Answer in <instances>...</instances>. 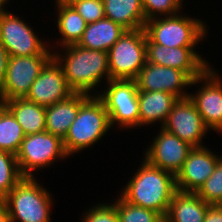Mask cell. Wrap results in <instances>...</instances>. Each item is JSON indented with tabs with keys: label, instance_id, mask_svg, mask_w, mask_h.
<instances>
[{
	"label": "cell",
	"instance_id": "27",
	"mask_svg": "<svg viewBox=\"0 0 222 222\" xmlns=\"http://www.w3.org/2000/svg\"><path fill=\"white\" fill-rule=\"evenodd\" d=\"M114 204L116 205L119 222H163L165 220L160 213L133 205L121 196Z\"/></svg>",
	"mask_w": 222,
	"mask_h": 222
},
{
	"label": "cell",
	"instance_id": "28",
	"mask_svg": "<svg viewBox=\"0 0 222 222\" xmlns=\"http://www.w3.org/2000/svg\"><path fill=\"white\" fill-rule=\"evenodd\" d=\"M196 193L210 205L222 204V158L218 161L213 174Z\"/></svg>",
	"mask_w": 222,
	"mask_h": 222
},
{
	"label": "cell",
	"instance_id": "9",
	"mask_svg": "<svg viewBox=\"0 0 222 222\" xmlns=\"http://www.w3.org/2000/svg\"><path fill=\"white\" fill-rule=\"evenodd\" d=\"M52 58L53 55L9 56L0 89V103L14 98H25L32 83Z\"/></svg>",
	"mask_w": 222,
	"mask_h": 222
},
{
	"label": "cell",
	"instance_id": "36",
	"mask_svg": "<svg viewBox=\"0 0 222 222\" xmlns=\"http://www.w3.org/2000/svg\"><path fill=\"white\" fill-rule=\"evenodd\" d=\"M4 4H6L5 0H0V15L2 14V12L4 11ZM3 7V8H2Z\"/></svg>",
	"mask_w": 222,
	"mask_h": 222
},
{
	"label": "cell",
	"instance_id": "12",
	"mask_svg": "<svg viewBox=\"0 0 222 222\" xmlns=\"http://www.w3.org/2000/svg\"><path fill=\"white\" fill-rule=\"evenodd\" d=\"M161 128L192 147H202L201 140L208 131L196 105L189 97L178 99L174 103Z\"/></svg>",
	"mask_w": 222,
	"mask_h": 222
},
{
	"label": "cell",
	"instance_id": "29",
	"mask_svg": "<svg viewBox=\"0 0 222 222\" xmlns=\"http://www.w3.org/2000/svg\"><path fill=\"white\" fill-rule=\"evenodd\" d=\"M182 0H142L146 21L160 15L174 16L182 8Z\"/></svg>",
	"mask_w": 222,
	"mask_h": 222
},
{
	"label": "cell",
	"instance_id": "32",
	"mask_svg": "<svg viewBox=\"0 0 222 222\" xmlns=\"http://www.w3.org/2000/svg\"><path fill=\"white\" fill-rule=\"evenodd\" d=\"M203 222H222V204L209 205Z\"/></svg>",
	"mask_w": 222,
	"mask_h": 222
},
{
	"label": "cell",
	"instance_id": "16",
	"mask_svg": "<svg viewBox=\"0 0 222 222\" xmlns=\"http://www.w3.org/2000/svg\"><path fill=\"white\" fill-rule=\"evenodd\" d=\"M222 157L204 147H193L181 170L175 176L176 188L184 192H197L213 174Z\"/></svg>",
	"mask_w": 222,
	"mask_h": 222
},
{
	"label": "cell",
	"instance_id": "25",
	"mask_svg": "<svg viewBox=\"0 0 222 222\" xmlns=\"http://www.w3.org/2000/svg\"><path fill=\"white\" fill-rule=\"evenodd\" d=\"M25 136L11 111L0 103V151L16 155Z\"/></svg>",
	"mask_w": 222,
	"mask_h": 222
},
{
	"label": "cell",
	"instance_id": "6",
	"mask_svg": "<svg viewBox=\"0 0 222 222\" xmlns=\"http://www.w3.org/2000/svg\"><path fill=\"white\" fill-rule=\"evenodd\" d=\"M107 54L110 79L134 80L147 62L144 28L126 30Z\"/></svg>",
	"mask_w": 222,
	"mask_h": 222
},
{
	"label": "cell",
	"instance_id": "30",
	"mask_svg": "<svg viewBox=\"0 0 222 222\" xmlns=\"http://www.w3.org/2000/svg\"><path fill=\"white\" fill-rule=\"evenodd\" d=\"M70 5L87 23H93L105 18L102 0H74Z\"/></svg>",
	"mask_w": 222,
	"mask_h": 222
},
{
	"label": "cell",
	"instance_id": "20",
	"mask_svg": "<svg viewBox=\"0 0 222 222\" xmlns=\"http://www.w3.org/2000/svg\"><path fill=\"white\" fill-rule=\"evenodd\" d=\"M209 205L196 192L177 190L164 219L166 222H203Z\"/></svg>",
	"mask_w": 222,
	"mask_h": 222
},
{
	"label": "cell",
	"instance_id": "1",
	"mask_svg": "<svg viewBox=\"0 0 222 222\" xmlns=\"http://www.w3.org/2000/svg\"><path fill=\"white\" fill-rule=\"evenodd\" d=\"M121 197L136 206L154 210L164 218L177 191L175 175L149 164L145 159L123 188Z\"/></svg>",
	"mask_w": 222,
	"mask_h": 222
},
{
	"label": "cell",
	"instance_id": "23",
	"mask_svg": "<svg viewBox=\"0 0 222 222\" xmlns=\"http://www.w3.org/2000/svg\"><path fill=\"white\" fill-rule=\"evenodd\" d=\"M3 104L11 111L17 122L21 125L25 135L45 131L46 107L26 98H14L4 101Z\"/></svg>",
	"mask_w": 222,
	"mask_h": 222
},
{
	"label": "cell",
	"instance_id": "11",
	"mask_svg": "<svg viewBox=\"0 0 222 222\" xmlns=\"http://www.w3.org/2000/svg\"><path fill=\"white\" fill-rule=\"evenodd\" d=\"M134 80L138 91L169 92L183 99L189 97L188 93L182 91L184 87L202 82L204 74L193 80L185 71L146 62Z\"/></svg>",
	"mask_w": 222,
	"mask_h": 222
},
{
	"label": "cell",
	"instance_id": "17",
	"mask_svg": "<svg viewBox=\"0 0 222 222\" xmlns=\"http://www.w3.org/2000/svg\"><path fill=\"white\" fill-rule=\"evenodd\" d=\"M204 80L201 90L195 95L189 94V98L196 105L204 125L222 132V81L210 67L204 73Z\"/></svg>",
	"mask_w": 222,
	"mask_h": 222
},
{
	"label": "cell",
	"instance_id": "4",
	"mask_svg": "<svg viewBox=\"0 0 222 222\" xmlns=\"http://www.w3.org/2000/svg\"><path fill=\"white\" fill-rule=\"evenodd\" d=\"M11 222H51L49 191L33 177H23L4 198Z\"/></svg>",
	"mask_w": 222,
	"mask_h": 222
},
{
	"label": "cell",
	"instance_id": "34",
	"mask_svg": "<svg viewBox=\"0 0 222 222\" xmlns=\"http://www.w3.org/2000/svg\"><path fill=\"white\" fill-rule=\"evenodd\" d=\"M0 222H11L7 203L0 199Z\"/></svg>",
	"mask_w": 222,
	"mask_h": 222
},
{
	"label": "cell",
	"instance_id": "18",
	"mask_svg": "<svg viewBox=\"0 0 222 222\" xmlns=\"http://www.w3.org/2000/svg\"><path fill=\"white\" fill-rule=\"evenodd\" d=\"M91 97V94L75 92L65 100L46 107L45 131L65 138L71 124L76 119L79 108Z\"/></svg>",
	"mask_w": 222,
	"mask_h": 222
},
{
	"label": "cell",
	"instance_id": "22",
	"mask_svg": "<svg viewBox=\"0 0 222 222\" xmlns=\"http://www.w3.org/2000/svg\"><path fill=\"white\" fill-rule=\"evenodd\" d=\"M105 18L126 30L143 29L146 23L142 0H102Z\"/></svg>",
	"mask_w": 222,
	"mask_h": 222
},
{
	"label": "cell",
	"instance_id": "31",
	"mask_svg": "<svg viewBox=\"0 0 222 222\" xmlns=\"http://www.w3.org/2000/svg\"><path fill=\"white\" fill-rule=\"evenodd\" d=\"M82 222H119L116 205L114 203L111 205L98 204V206L90 208Z\"/></svg>",
	"mask_w": 222,
	"mask_h": 222
},
{
	"label": "cell",
	"instance_id": "15",
	"mask_svg": "<svg viewBox=\"0 0 222 222\" xmlns=\"http://www.w3.org/2000/svg\"><path fill=\"white\" fill-rule=\"evenodd\" d=\"M160 131L146 150L144 159L149 164L176 176L193 147L163 128Z\"/></svg>",
	"mask_w": 222,
	"mask_h": 222
},
{
	"label": "cell",
	"instance_id": "5",
	"mask_svg": "<svg viewBox=\"0 0 222 222\" xmlns=\"http://www.w3.org/2000/svg\"><path fill=\"white\" fill-rule=\"evenodd\" d=\"M146 21L144 30L149 43L166 47H194L207 34L202 21L183 16H165Z\"/></svg>",
	"mask_w": 222,
	"mask_h": 222
},
{
	"label": "cell",
	"instance_id": "7",
	"mask_svg": "<svg viewBox=\"0 0 222 222\" xmlns=\"http://www.w3.org/2000/svg\"><path fill=\"white\" fill-rule=\"evenodd\" d=\"M108 89L97 97L104 103L111 127L118 123L122 127L139 126L138 89L135 80L110 79Z\"/></svg>",
	"mask_w": 222,
	"mask_h": 222
},
{
	"label": "cell",
	"instance_id": "3",
	"mask_svg": "<svg viewBox=\"0 0 222 222\" xmlns=\"http://www.w3.org/2000/svg\"><path fill=\"white\" fill-rule=\"evenodd\" d=\"M111 128L109 114L104 103L91 96L80 108L65 138L64 149L67 155L81 151L98 142Z\"/></svg>",
	"mask_w": 222,
	"mask_h": 222
},
{
	"label": "cell",
	"instance_id": "8",
	"mask_svg": "<svg viewBox=\"0 0 222 222\" xmlns=\"http://www.w3.org/2000/svg\"><path fill=\"white\" fill-rule=\"evenodd\" d=\"M66 156L63 140L47 131L26 135L16 154L24 177H33L31 171L46 167L57 158L63 159Z\"/></svg>",
	"mask_w": 222,
	"mask_h": 222
},
{
	"label": "cell",
	"instance_id": "24",
	"mask_svg": "<svg viewBox=\"0 0 222 222\" xmlns=\"http://www.w3.org/2000/svg\"><path fill=\"white\" fill-rule=\"evenodd\" d=\"M57 8V28L62 35L60 46L78 44L88 23L70 4H59Z\"/></svg>",
	"mask_w": 222,
	"mask_h": 222
},
{
	"label": "cell",
	"instance_id": "21",
	"mask_svg": "<svg viewBox=\"0 0 222 222\" xmlns=\"http://www.w3.org/2000/svg\"><path fill=\"white\" fill-rule=\"evenodd\" d=\"M125 31L126 29L111 19L103 18L87 24L77 45L92 50L108 51Z\"/></svg>",
	"mask_w": 222,
	"mask_h": 222
},
{
	"label": "cell",
	"instance_id": "14",
	"mask_svg": "<svg viewBox=\"0 0 222 222\" xmlns=\"http://www.w3.org/2000/svg\"><path fill=\"white\" fill-rule=\"evenodd\" d=\"M147 62L185 71L193 80L209 68L194 47H166L146 40Z\"/></svg>",
	"mask_w": 222,
	"mask_h": 222
},
{
	"label": "cell",
	"instance_id": "35",
	"mask_svg": "<svg viewBox=\"0 0 222 222\" xmlns=\"http://www.w3.org/2000/svg\"><path fill=\"white\" fill-rule=\"evenodd\" d=\"M74 0H56L57 5L59 4H70Z\"/></svg>",
	"mask_w": 222,
	"mask_h": 222
},
{
	"label": "cell",
	"instance_id": "10",
	"mask_svg": "<svg viewBox=\"0 0 222 222\" xmlns=\"http://www.w3.org/2000/svg\"><path fill=\"white\" fill-rule=\"evenodd\" d=\"M0 42L8 56L53 55L31 27L7 11L0 15Z\"/></svg>",
	"mask_w": 222,
	"mask_h": 222
},
{
	"label": "cell",
	"instance_id": "26",
	"mask_svg": "<svg viewBox=\"0 0 222 222\" xmlns=\"http://www.w3.org/2000/svg\"><path fill=\"white\" fill-rule=\"evenodd\" d=\"M23 177L16 155L0 151V199H4Z\"/></svg>",
	"mask_w": 222,
	"mask_h": 222
},
{
	"label": "cell",
	"instance_id": "19",
	"mask_svg": "<svg viewBox=\"0 0 222 222\" xmlns=\"http://www.w3.org/2000/svg\"><path fill=\"white\" fill-rule=\"evenodd\" d=\"M177 100L178 98L169 92L138 91L139 126L159 120L162 127Z\"/></svg>",
	"mask_w": 222,
	"mask_h": 222
},
{
	"label": "cell",
	"instance_id": "13",
	"mask_svg": "<svg viewBox=\"0 0 222 222\" xmlns=\"http://www.w3.org/2000/svg\"><path fill=\"white\" fill-rule=\"evenodd\" d=\"M75 92L68 85L62 67L52 58L32 83L26 99L48 107L65 100Z\"/></svg>",
	"mask_w": 222,
	"mask_h": 222
},
{
	"label": "cell",
	"instance_id": "33",
	"mask_svg": "<svg viewBox=\"0 0 222 222\" xmlns=\"http://www.w3.org/2000/svg\"><path fill=\"white\" fill-rule=\"evenodd\" d=\"M8 57L7 50L0 42V89L5 78Z\"/></svg>",
	"mask_w": 222,
	"mask_h": 222
},
{
	"label": "cell",
	"instance_id": "2",
	"mask_svg": "<svg viewBox=\"0 0 222 222\" xmlns=\"http://www.w3.org/2000/svg\"><path fill=\"white\" fill-rule=\"evenodd\" d=\"M63 48L66 49V56L63 58L62 54L53 53V58L62 67L68 85L74 92L90 94L104 75L107 82L110 80L107 51L82 48L77 44Z\"/></svg>",
	"mask_w": 222,
	"mask_h": 222
}]
</instances>
